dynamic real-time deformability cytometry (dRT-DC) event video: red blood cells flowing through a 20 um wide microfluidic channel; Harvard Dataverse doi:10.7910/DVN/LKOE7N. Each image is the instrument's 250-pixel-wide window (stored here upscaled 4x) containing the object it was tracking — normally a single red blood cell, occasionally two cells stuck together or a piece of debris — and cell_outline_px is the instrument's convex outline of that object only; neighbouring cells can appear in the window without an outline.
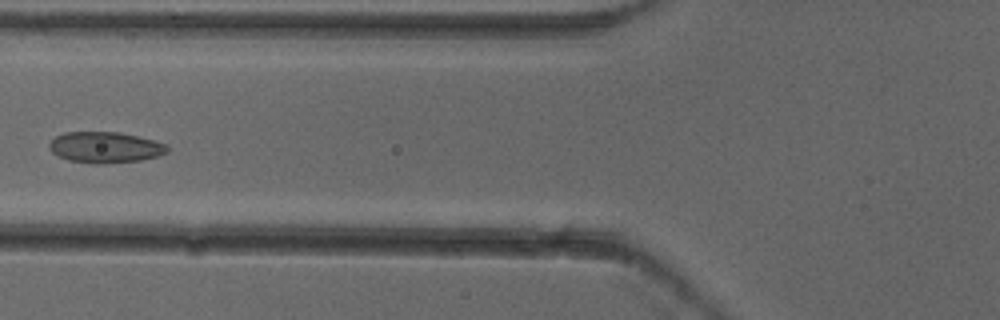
{"species": "common noctule bat (a hibernating species)", "species_latin": "Nyctalus noctula", "temperature_condition": "cold", "stored_images_in_passage": 8, "camera_frame_rate_fps": 3000, "um_per_image_px": 0.085, "animal": {"sex": "female"}, "frame": {"image": 1, "passage_image": 7, "time_ms": 2.0, "image_size_px": [1000, 320], "cell_outline_px": [[168, 152], [156, 156], [140, 160], [100, 164], [96, 164], [68, 160], [52, 152], [48, 148], [48, 144], [56, 136], [64, 132], [120, 132], [168, 144]], "centroid_in_image_um": [8.92, 12.52], "position_along_channel_um": 116.9, "area_um2": 21.21}}
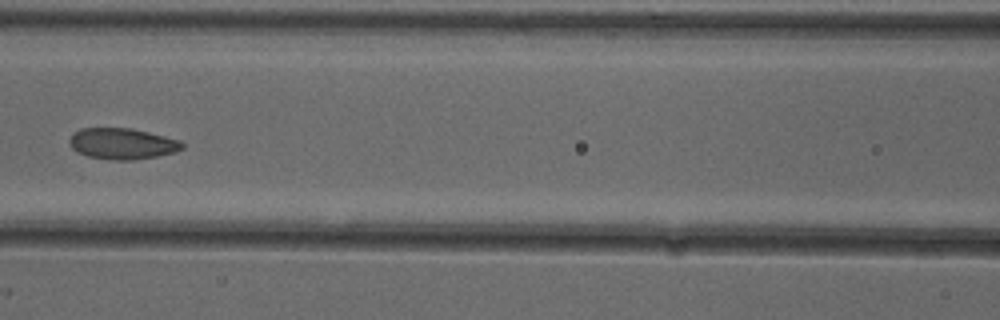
{"frame": {"image": 2, "passage_image": 8, "time_ms": 2.333, "image_size_px": [1000, 320], "cell_outline_px": [[184, 148], [176, 152], [156, 156], [132, 160], [112, 160], [88, 156], [76, 152], [72, 148], [68, 140], [80, 128], [132, 128], [180, 140], [184, 144]], "centroid_in_image_um": [10.4, 12.21], "position_along_channel_um": 156.2, "area_um2": 20.4}}